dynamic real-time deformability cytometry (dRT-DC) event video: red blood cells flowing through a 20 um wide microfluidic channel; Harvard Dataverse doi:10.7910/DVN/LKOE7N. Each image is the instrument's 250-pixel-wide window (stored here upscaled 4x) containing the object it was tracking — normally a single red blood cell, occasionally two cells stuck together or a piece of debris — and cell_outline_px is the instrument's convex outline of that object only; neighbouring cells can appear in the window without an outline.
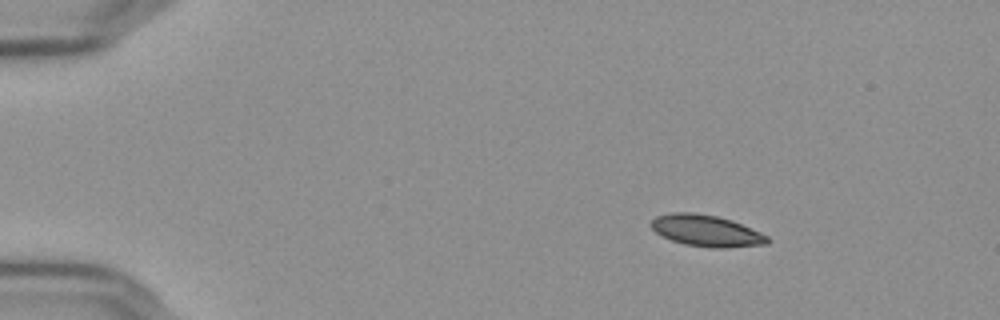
{"species": "Egyptian fruit bat (a non-hibernating species)", "species_latin": "Rousettus aegyptiacus", "temperature_condition": "cold", "stored_images_in_passage": 9, "camera_frame_rate_fps": 3000, "um_per_image_px": 0.085, "frame": {"image": 1, "passage_image": 1, "time_ms": 0.0, "image_size_px": [1000, 320], "cell_outline_px": [[768, 244], [728, 248], [712, 248], [684, 244], [672, 240], [656, 232], [648, 224], [656, 216], [672, 212], [692, 212], [716, 216], [732, 220], [760, 232], [768, 236]], "centroid_in_image_um": [60.03, 19.61], "position_along_channel_um": 25.0, "area_um2": 21.33}}
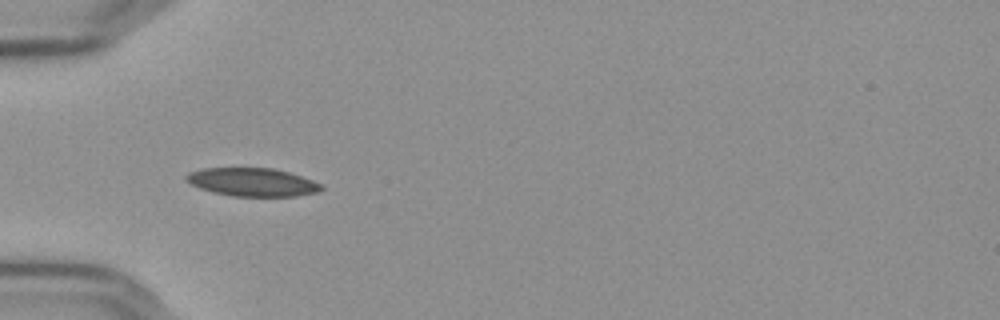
{"frame": {"image": 2, "passage_image": 4, "time_ms": 1.0, "image_size_px": [1000, 320], "cell_outline_px": [[324, 188], [316, 192], [296, 196], [232, 196], [212, 192], [200, 188], [184, 180], [184, 176], [188, 172], [200, 168], [272, 168], [288, 172], [324, 184]], "centroid_in_image_um": [21.42, 15.47], "position_along_channel_um": 63.6, "area_um2": 22.31}}
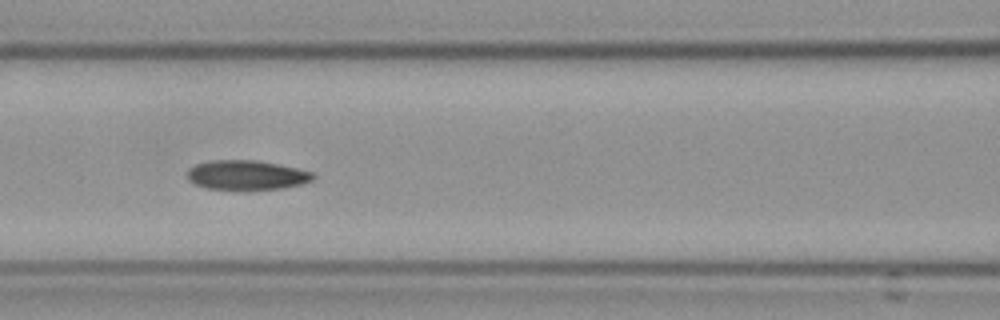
{"frame": {"image": 3, "passage_image": 6, "time_ms": 1.667, "image_size_px": [1000, 320], "cell_outline_px": [[316, 176], [312, 180], [300, 184], [284, 188], [244, 192], [236, 192], [204, 188], [188, 180], [188, 168], [196, 164], [212, 160], [256, 160], [280, 164], [312, 172]], "centroid_in_image_um": [20.94, 14.92], "position_along_channel_um": 145.7, "area_um2": 22.48}}